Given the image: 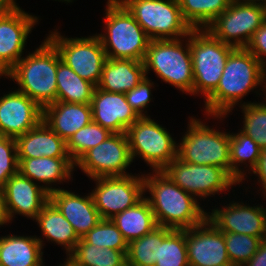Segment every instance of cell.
<instances>
[{
  "instance_id": "6da1fadb",
  "label": "cell",
  "mask_w": 266,
  "mask_h": 266,
  "mask_svg": "<svg viewBox=\"0 0 266 266\" xmlns=\"http://www.w3.org/2000/svg\"><path fill=\"white\" fill-rule=\"evenodd\" d=\"M266 68L246 48H235L227 58L217 88L206 98V113L223 117L266 78Z\"/></svg>"
},
{
  "instance_id": "7a4b0ae2",
  "label": "cell",
  "mask_w": 266,
  "mask_h": 266,
  "mask_svg": "<svg viewBox=\"0 0 266 266\" xmlns=\"http://www.w3.org/2000/svg\"><path fill=\"white\" fill-rule=\"evenodd\" d=\"M144 189L152 197L146 198L155 215L158 226L171 229H188L202 223L207 214L193 195L176 185L163 171L145 176Z\"/></svg>"
},
{
  "instance_id": "3957f363",
  "label": "cell",
  "mask_w": 266,
  "mask_h": 266,
  "mask_svg": "<svg viewBox=\"0 0 266 266\" xmlns=\"http://www.w3.org/2000/svg\"><path fill=\"white\" fill-rule=\"evenodd\" d=\"M23 58V59H22ZM6 74L20 85L18 91L42 109L56 102L58 50L48 40L26 58L22 57Z\"/></svg>"
},
{
  "instance_id": "277c9868",
  "label": "cell",
  "mask_w": 266,
  "mask_h": 266,
  "mask_svg": "<svg viewBox=\"0 0 266 266\" xmlns=\"http://www.w3.org/2000/svg\"><path fill=\"white\" fill-rule=\"evenodd\" d=\"M107 4L105 25L108 32L98 35L107 59L143 62L151 39L119 0H108Z\"/></svg>"
},
{
  "instance_id": "5b68a950",
  "label": "cell",
  "mask_w": 266,
  "mask_h": 266,
  "mask_svg": "<svg viewBox=\"0 0 266 266\" xmlns=\"http://www.w3.org/2000/svg\"><path fill=\"white\" fill-rule=\"evenodd\" d=\"M185 47H182L180 39L151 40L143 60L145 74L151 68L164 82L193 94L190 38Z\"/></svg>"
},
{
  "instance_id": "8992f818",
  "label": "cell",
  "mask_w": 266,
  "mask_h": 266,
  "mask_svg": "<svg viewBox=\"0 0 266 266\" xmlns=\"http://www.w3.org/2000/svg\"><path fill=\"white\" fill-rule=\"evenodd\" d=\"M193 67V95L207 98L218 86L225 63L235 47L216 39L206 29H193L190 34Z\"/></svg>"
},
{
  "instance_id": "52a82bcc",
  "label": "cell",
  "mask_w": 266,
  "mask_h": 266,
  "mask_svg": "<svg viewBox=\"0 0 266 266\" xmlns=\"http://www.w3.org/2000/svg\"><path fill=\"white\" fill-rule=\"evenodd\" d=\"M151 40L179 39L193 30L184 20L178 0H119ZM172 36V37H171Z\"/></svg>"
},
{
  "instance_id": "ba28073f",
  "label": "cell",
  "mask_w": 266,
  "mask_h": 266,
  "mask_svg": "<svg viewBox=\"0 0 266 266\" xmlns=\"http://www.w3.org/2000/svg\"><path fill=\"white\" fill-rule=\"evenodd\" d=\"M190 120L189 130L177 146V158L185 163L217 166L231 175L230 134Z\"/></svg>"
},
{
  "instance_id": "9c48e42d",
  "label": "cell",
  "mask_w": 266,
  "mask_h": 266,
  "mask_svg": "<svg viewBox=\"0 0 266 266\" xmlns=\"http://www.w3.org/2000/svg\"><path fill=\"white\" fill-rule=\"evenodd\" d=\"M126 135L132 161L140 155L154 172L162 171L177 158L176 142L165 128L148 116L140 117L127 129Z\"/></svg>"
},
{
  "instance_id": "30bf717a",
  "label": "cell",
  "mask_w": 266,
  "mask_h": 266,
  "mask_svg": "<svg viewBox=\"0 0 266 266\" xmlns=\"http://www.w3.org/2000/svg\"><path fill=\"white\" fill-rule=\"evenodd\" d=\"M60 33L53 32L47 38L58 50L61 61L69 66L82 79L96 87L102 77V68L107 59L100 38H63Z\"/></svg>"
},
{
  "instance_id": "8fae6325",
  "label": "cell",
  "mask_w": 266,
  "mask_h": 266,
  "mask_svg": "<svg viewBox=\"0 0 266 266\" xmlns=\"http://www.w3.org/2000/svg\"><path fill=\"white\" fill-rule=\"evenodd\" d=\"M265 21L266 6L230 3L206 30L223 43L245 48Z\"/></svg>"
},
{
  "instance_id": "7c38bea8",
  "label": "cell",
  "mask_w": 266,
  "mask_h": 266,
  "mask_svg": "<svg viewBox=\"0 0 266 266\" xmlns=\"http://www.w3.org/2000/svg\"><path fill=\"white\" fill-rule=\"evenodd\" d=\"M176 185L193 197H207L227 190L237 181L224 169L210 165H195L173 159L162 170Z\"/></svg>"
},
{
  "instance_id": "4fadbf2b",
  "label": "cell",
  "mask_w": 266,
  "mask_h": 266,
  "mask_svg": "<svg viewBox=\"0 0 266 266\" xmlns=\"http://www.w3.org/2000/svg\"><path fill=\"white\" fill-rule=\"evenodd\" d=\"M94 180L98 184L91 196L102 219H111L134 206L145 192L143 176L98 177Z\"/></svg>"
},
{
  "instance_id": "5bb4252c",
  "label": "cell",
  "mask_w": 266,
  "mask_h": 266,
  "mask_svg": "<svg viewBox=\"0 0 266 266\" xmlns=\"http://www.w3.org/2000/svg\"><path fill=\"white\" fill-rule=\"evenodd\" d=\"M129 142L126 133H112L106 140L88 150L76 163L88 177L127 176L125 170L131 164Z\"/></svg>"
},
{
  "instance_id": "9a60e30c",
  "label": "cell",
  "mask_w": 266,
  "mask_h": 266,
  "mask_svg": "<svg viewBox=\"0 0 266 266\" xmlns=\"http://www.w3.org/2000/svg\"><path fill=\"white\" fill-rule=\"evenodd\" d=\"M36 184L19 172L7 180L1 189L3 211L7 222L12 220L14 213L35 220L43 206L49 201V193L58 189Z\"/></svg>"
},
{
  "instance_id": "2e32d148",
  "label": "cell",
  "mask_w": 266,
  "mask_h": 266,
  "mask_svg": "<svg viewBox=\"0 0 266 266\" xmlns=\"http://www.w3.org/2000/svg\"><path fill=\"white\" fill-rule=\"evenodd\" d=\"M185 243L189 266H220L231 263L224 233L208 219L185 229Z\"/></svg>"
},
{
  "instance_id": "e0dca14e",
  "label": "cell",
  "mask_w": 266,
  "mask_h": 266,
  "mask_svg": "<svg viewBox=\"0 0 266 266\" xmlns=\"http://www.w3.org/2000/svg\"><path fill=\"white\" fill-rule=\"evenodd\" d=\"M43 109L30 97L16 90L0 98V135L18 138L36 127Z\"/></svg>"
},
{
  "instance_id": "ac0fdd59",
  "label": "cell",
  "mask_w": 266,
  "mask_h": 266,
  "mask_svg": "<svg viewBox=\"0 0 266 266\" xmlns=\"http://www.w3.org/2000/svg\"><path fill=\"white\" fill-rule=\"evenodd\" d=\"M37 19L20 7L0 19V76L21 59L27 36Z\"/></svg>"
},
{
  "instance_id": "d6986e66",
  "label": "cell",
  "mask_w": 266,
  "mask_h": 266,
  "mask_svg": "<svg viewBox=\"0 0 266 266\" xmlns=\"http://www.w3.org/2000/svg\"><path fill=\"white\" fill-rule=\"evenodd\" d=\"M92 121L112 133H126L140 117L127 102L125 93L106 92L95 88L92 99Z\"/></svg>"
},
{
  "instance_id": "ffe728a7",
  "label": "cell",
  "mask_w": 266,
  "mask_h": 266,
  "mask_svg": "<svg viewBox=\"0 0 266 266\" xmlns=\"http://www.w3.org/2000/svg\"><path fill=\"white\" fill-rule=\"evenodd\" d=\"M222 209H214L211 215L207 214V219L221 232L266 238V209L262 206L251 207L243 206V203H233Z\"/></svg>"
},
{
  "instance_id": "44dd1931",
  "label": "cell",
  "mask_w": 266,
  "mask_h": 266,
  "mask_svg": "<svg viewBox=\"0 0 266 266\" xmlns=\"http://www.w3.org/2000/svg\"><path fill=\"white\" fill-rule=\"evenodd\" d=\"M49 200L71 223L80 238L102 220L91 194L83 198L67 190L56 189L49 193Z\"/></svg>"
},
{
  "instance_id": "7402d4cb",
  "label": "cell",
  "mask_w": 266,
  "mask_h": 266,
  "mask_svg": "<svg viewBox=\"0 0 266 266\" xmlns=\"http://www.w3.org/2000/svg\"><path fill=\"white\" fill-rule=\"evenodd\" d=\"M42 120L63 140L92 121L91 104L56 101L43 108Z\"/></svg>"
},
{
  "instance_id": "603a6c76",
  "label": "cell",
  "mask_w": 266,
  "mask_h": 266,
  "mask_svg": "<svg viewBox=\"0 0 266 266\" xmlns=\"http://www.w3.org/2000/svg\"><path fill=\"white\" fill-rule=\"evenodd\" d=\"M18 158L70 157L67 143L43 120L15 139Z\"/></svg>"
},
{
  "instance_id": "cb8c5ba5",
  "label": "cell",
  "mask_w": 266,
  "mask_h": 266,
  "mask_svg": "<svg viewBox=\"0 0 266 266\" xmlns=\"http://www.w3.org/2000/svg\"><path fill=\"white\" fill-rule=\"evenodd\" d=\"M146 77L142 61L106 59L98 88L106 92L127 93Z\"/></svg>"
},
{
  "instance_id": "d4e9b609",
  "label": "cell",
  "mask_w": 266,
  "mask_h": 266,
  "mask_svg": "<svg viewBox=\"0 0 266 266\" xmlns=\"http://www.w3.org/2000/svg\"><path fill=\"white\" fill-rule=\"evenodd\" d=\"M43 241L37 237H0L1 266H43Z\"/></svg>"
},
{
  "instance_id": "484cf974",
  "label": "cell",
  "mask_w": 266,
  "mask_h": 266,
  "mask_svg": "<svg viewBox=\"0 0 266 266\" xmlns=\"http://www.w3.org/2000/svg\"><path fill=\"white\" fill-rule=\"evenodd\" d=\"M18 172L46 184L70 179L75 163L70 157L18 158Z\"/></svg>"
},
{
  "instance_id": "4316f807",
  "label": "cell",
  "mask_w": 266,
  "mask_h": 266,
  "mask_svg": "<svg viewBox=\"0 0 266 266\" xmlns=\"http://www.w3.org/2000/svg\"><path fill=\"white\" fill-rule=\"evenodd\" d=\"M124 239L129 243L158 227L150 203L142 198L137 204L111 218Z\"/></svg>"
},
{
  "instance_id": "83f0119b",
  "label": "cell",
  "mask_w": 266,
  "mask_h": 266,
  "mask_svg": "<svg viewBox=\"0 0 266 266\" xmlns=\"http://www.w3.org/2000/svg\"><path fill=\"white\" fill-rule=\"evenodd\" d=\"M41 231L46 239L64 245L68 255L75 249L80 237L76 234L71 223L62 215L49 200L36 216Z\"/></svg>"
},
{
  "instance_id": "f1b7e54d",
  "label": "cell",
  "mask_w": 266,
  "mask_h": 266,
  "mask_svg": "<svg viewBox=\"0 0 266 266\" xmlns=\"http://www.w3.org/2000/svg\"><path fill=\"white\" fill-rule=\"evenodd\" d=\"M56 82V101L91 104V99L96 86L91 82L82 79L69 66L62 62L59 52Z\"/></svg>"
},
{
  "instance_id": "f546056e",
  "label": "cell",
  "mask_w": 266,
  "mask_h": 266,
  "mask_svg": "<svg viewBox=\"0 0 266 266\" xmlns=\"http://www.w3.org/2000/svg\"><path fill=\"white\" fill-rule=\"evenodd\" d=\"M66 263L69 266H127L126 254L123 251L98 248L83 238L77 242Z\"/></svg>"
},
{
  "instance_id": "4dcf8cb0",
  "label": "cell",
  "mask_w": 266,
  "mask_h": 266,
  "mask_svg": "<svg viewBox=\"0 0 266 266\" xmlns=\"http://www.w3.org/2000/svg\"><path fill=\"white\" fill-rule=\"evenodd\" d=\"M184 20L192 29H206L230 4V0H178Z\"/></svg>"
},
{
  "instance_id": "1f68e13d",
  "label": "cell",
  "mask_w": 266,
  "mask_h": 266,
  "mask_svg": "<svg viewBox=\"0 0 266 266\" xmlns=\"http://www.w3.org/2000/svg\"><path fill=\"white\" fill-rule=\"evenodd\" d=\"M154 266H189L185 229L161 226V245Z\"/></svg>"
},
{
  "instance_id": "d6a6232c",
  "label": "cell",
  "mask_w": 266,
  "mask_h": 266,
  "mask_svg": "<svg viewBox=\"0 0 266 266\" xmlns=\"http://www.w3.org/2000/svg\"><path fill=\"white\" fill-rule=\"evenodd\" d=\"M261 151L262 149L257 143L244 133L230 134L231 176L238 183L244 180V173L237 167L238 163L249 160L250 168L253 171L258 164Z\"/></svg>"
},
{
  "instance_id": "836d02e7",
  "label": "cell",
  "mask_w": 266,
  "mask_h": 266,
  "mask_svg": "<svg viewBox=\"0 0 266 266\" xmlns=\"http://www.w3.org/2000/svg\"><path fill=\"white\" fill-rule=\"evenodd\" d=\"M161 245V226L128 243L127 266H154Z\"/></svg>"
},
{
  "instance_id": "e575fe53",
  "label": "cell",
  "mask_w": 266,
  "mask_h": 266,
  "mask_svg": "<svg viewBox=\"0 0 266 266\" xmlns=\"http://www.w3.org/2000/svg\"><path fill=\"white\" fill-rule=\"evenodd\" d=\"M111 134L110 130L91 121L74 133L66 142L70 158L76 163L88 150L101 144Z\"/></svg>"
},
{
  "instance_id": "d590c367",
  "label": "cell",
  "mask_w": 266,
  "mask_h": 266,
  "mask_svg": "<svg viewBox=\"0 0 266 266\" xmlns=\"http://www.w3.org/2000/svg\"><path fill=\"white\" fill-rule=\"evenodd\" d=\"M82 238L98 248H110L127 254L128 242L111 219H102Z\"/></svg>"
},
{
  "instance_id": "8d00e7d4",
  "label": "cell",
  "mask_w": 266,
  "mask_h": 266,
  "mask_svg": "<svg viewBox=\"0 0 266 266\" xmlns=\"http://www.w3.org/2000/svg\"><path fill=\"white\" fill-rule=\"evenodd\" d=\"M226 249L230 262L236 266H243L258 250L261 242L266 238H258L246 234L223 232Z\"/></svg>"
},
{
  "instance_id": "74e56055",
  "label": "cell",
  "mask_w": 266,
  "mask_h": 266,
  "mask_svg": "<svg viewBox=\"0 0 266 266\" xmlns=\"http://www.w3.org/2000/svg\"><path fill=\"white\" fill-rule=\"evenodd\" d=\"M244 111V127L240 130L251 137L257 145L266 148V104L247 103L242 106Z\"/></svg>"
},
{
  "instance_id": "f35d334b",
  "label": "cell",
  "mask_w": 266,
  "mask_h": 266,
  "mask_svg": "<svg viewBox=\"0 0 266 266\" xmlns=\"http://www.w3.org/2000/svg\"><path fill=\"white\" fill-rule=\"evenodd\" d=\"M18 164L15 139L0 135V190L10 177L18 173Z\"/></svg>"
},
{
  "instance_id": "ab89813d",
  "label": "cell",
  "mask_w": 266,
  "mask_h": 266,
  "mask_svg": "<svg viewBox=\"0 0 266 266\" xmlns=\"http://www.w3.org/2000/svg\"><path fill=\"white\" fill-rule=\"evenodd\" d=\"M152 86L153 84L146 76L135 88L125 93L127 102L131 105L132 109L139 117H146V115H144V113L142 114V112L151 100L150 89Z\"/></svg>"
},
{
  "instance_id": "60d3db41",
  "label": "cell",
  "mask_w": 266,
  "mask_h": 266,
  "mask_svg": "<svg viewBox=\"0 0 266 266\" xmlns=\"http://www.w3.org/2000/svg\"><path fill=\"white\" fill-rule=\"evenodd\" d=\"M245 48L249 50L265 68L266 61H264L265 59H263V56H266V21L253 34Z\"/></svg>"
},
{
  "instance_id": "b9f144b4",
  "label": "cell",
  "mask_w": 266,
  "mask_h": 266,
  "mask_svg": "<svg viewBox=\"0 0 266 266\" xmlns=\"http://www.w3.org/2000/svg\"><path fill=\"white\" fill-rule=\"evenodd\" d=\"M243 266H266V239L261 242L256 253Z\"/></svg>"
},
{
  "instance_id": "7bdbcfd3",
  "label": "cell",
  "mask_w": 266,
  "mask_h": 266,
  "mask_svg": "<svg viewBox=\"0 0 266 266\" xmlns=\"http://www.w3.org/2000/svg\"><path fill=\"white\" fill-rule=\"evenodd\" d=\"M253 173L259 175L260 182L266 193V148L262 149L258 164L253 170Z\"/></svg>"
},
{
  "instance_id": "ee69618b",
  "label": "cell",
  "mask_w": 266,
  "mask_h": 266,
  "mask_svg": "<svg viewBox=\"0 0 266 266\" xmlns=\"http://www.w3.org/2000/svg\"><path fill=\"white\" fill-rule=\"evenodd\" d=\"M17 7L14 0H0V19L8 16Z\"/></svg>"
},
{
  "instance_id": "f6af8a7d",
  "label": "cell",
  "mask_w": 266,
  "mask_h": 266,
  "mask_svg": "<svg viewBox=\"0 0 266 266\" xmlns=\"http://www.w3.org/2000/svg\"><path fill=\"white\" fill-rule=\"evenodd\" d=\"M245 1V2H244ZM256 1H260V0H243V2H241L240 0H230V3H236V4H258V5H263L266 6V0H261L262 2L256 3Z\"/></svg>"
},
{
  "instance_id": "bcb514c9",
  "label": "cell",
  "mask_w": 266,
  "mask_h": 266,
  "mask_svg": "<svg viewBox=\"0 0 266 266\" xmlns=\"http://www.w3.org/2000/svg\"><path fill=\"white\" fill-rule=\"evenodd\" d=\"M5 223H7V220L3 211L2 193L0 190V225H4Z\"/></svg>"
},
{
  "instance_id": "7dc6e473",
  "label": "cell",
  "mask_w": 266,
  "mask_h": 266,
  "mask_svg": "<svg viewBox=\"0 0 266 266\" xmlns=\"http://www.w3.org/2000/svg\"><path fill=\"white\" fill-rule=\"evenodd\" d=\"M220 266H236V265H234L232 263H229V264H223V265H220Z\"/></svg>"
}]
</instances>
